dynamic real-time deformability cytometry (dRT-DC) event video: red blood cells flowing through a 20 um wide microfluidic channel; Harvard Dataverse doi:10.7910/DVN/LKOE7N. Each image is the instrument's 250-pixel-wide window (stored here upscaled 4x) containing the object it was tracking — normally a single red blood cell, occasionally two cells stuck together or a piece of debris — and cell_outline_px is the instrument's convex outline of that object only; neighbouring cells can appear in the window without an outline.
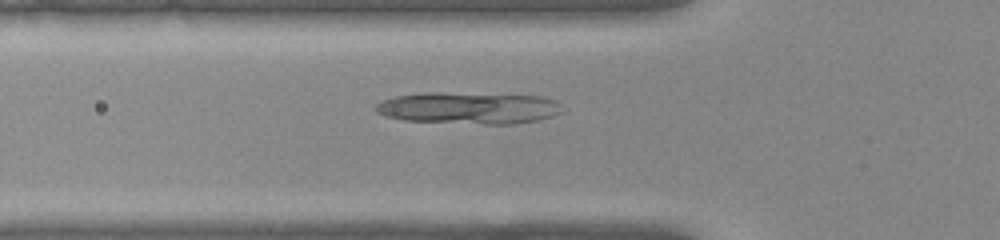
{"species": "common noctule bat (a hibernating species)", "species_latin": "Nyctalus noctula", "temperature_condition": "warm", "stored_images_in_passage": 32, "camera_frame_rate_fps": 3000, "um_per_image_px": 0.085, "animal": {"sex": "female", "body_mass_g": 22.0, "forearm_length_mm": 56.7}, "frame": {"image": 1, "passage_image": 4, "time_ms": 1.0, "image_size_px": [1000, 240], "cell_outline_px": [[560, 112], [552, 116], [536, 120], [516, 124], [484, 124], [404, 120], [388, 116], [376, 112], [376, 104], [384, 100], [396, 96], [424, 92], [440, 92], [544, 96], [556, 100], [560, 104]], "centroid_in_image_um": [39.86, 9.17], "position_along_channel_um": 85.9, "area_um2": 34.45}}
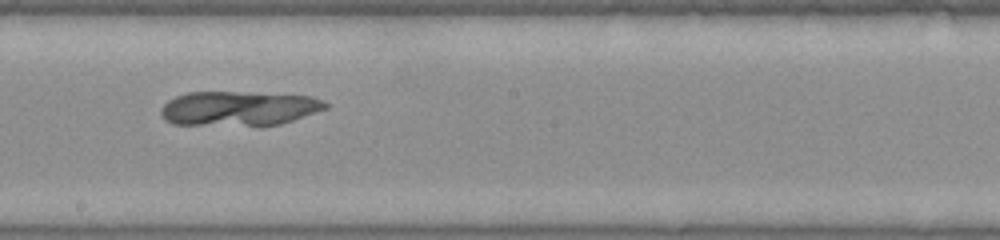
{"frame": {"image": 2, "passage_image": 15, "time_ms": 4.667, "image_size_px": [1000, 240], "cell_outline_px": [[328, 108], [280, 124], [260, 128], [172, 124], [164, 120], [160, 112], [160, 108], [168, 100], [176, 96], [188, 92], [236, 92], [312, 96], [328, 104]], "centroid_in_image_um": [20.25, 9.26], "position_along_channel_um": 228.0, "area_um2": 34.04}}
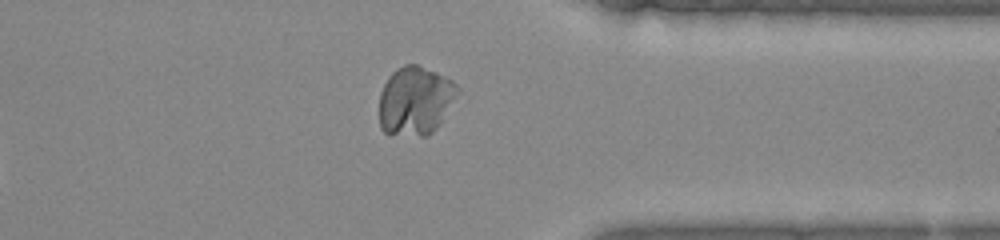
{"frame": {"image": 3, "passage_image": 27, "time_ms": 8.667, "image_size_px": [1000, 240], "cell_outline_px": [[460, 96], [436, 128], [428, 136], [388, 136], [380, 128], [380, 92], [388, 76], [396, 68], [404, 64], [416, 64], [436, 72], [452, 80], [460, 88]], "centroid_in_image_um": [35.31, 8.58], "position_along_channel_um": 376.1, "area_um2": 32.14}}